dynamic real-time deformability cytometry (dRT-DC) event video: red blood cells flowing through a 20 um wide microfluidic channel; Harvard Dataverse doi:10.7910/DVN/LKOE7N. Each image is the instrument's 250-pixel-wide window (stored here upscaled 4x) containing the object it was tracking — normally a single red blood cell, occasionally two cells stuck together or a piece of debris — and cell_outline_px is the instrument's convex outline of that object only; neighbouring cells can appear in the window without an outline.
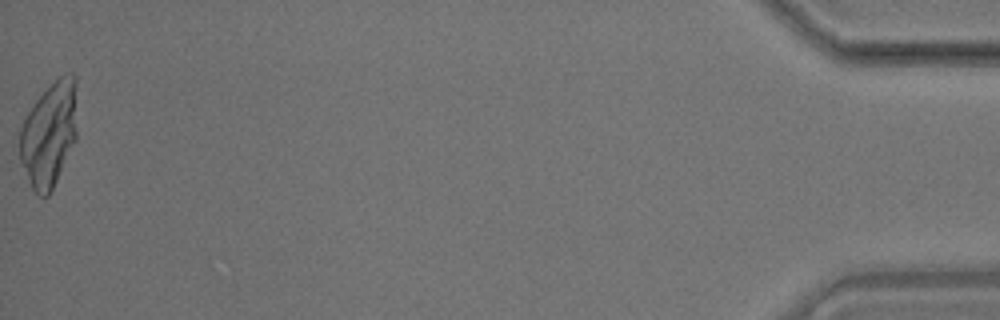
{"species": "common noctule bat (a hibernating species)", "species_latin": "Nyctalus noctula", "temperature_condition": "room temperature", "stored_images_in_passage": 49, "camera_frame_rate_fps": 3000, "um_per_image_px": 0.085, "animal": {"sex": "male", "body_mass_g": 17.9}, "frame": {"image": 1, "passage_image": 49, "time_ms": 16.0, "image_size_px": [1000, 320], "cell_outline_px": [[76, 140], [48, 196], [40, 196], [32, 188], [20, 160], [20, 128], [28, 112], [36, 100], [60, 76], [72, 72], [76, 76]], "centroid_in_image_um": [4.19, 11.39], "position_along_channel_um": 431.0, "area_um2": 34.62}}